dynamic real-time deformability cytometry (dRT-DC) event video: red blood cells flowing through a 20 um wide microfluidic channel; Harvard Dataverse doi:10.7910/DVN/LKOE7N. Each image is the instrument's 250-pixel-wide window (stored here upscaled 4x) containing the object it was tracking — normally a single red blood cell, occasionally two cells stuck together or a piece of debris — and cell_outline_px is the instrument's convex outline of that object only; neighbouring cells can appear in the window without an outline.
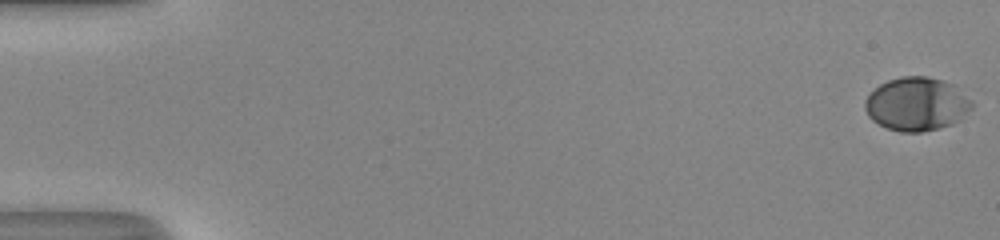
{"species": "human", "species_latin": "Homo sapiens", "temperature_condition": "room temperature", "stored_images_in_passage": 53, "camera_frame_rate_fps": 3000, "um_per_image_px": 0.085, "donor": {"sex": "male"}, "frame": {"image": 1, "passage_image": 1, "time_ms": 0.0, "image_size_px": [1000, 240], "cell_outline_px": [[976, 104], [960, 120], [952, 124], [920, 132], [900, 132], [888, 128], [872, 120], [868, 116], [864, 108], [864, 100], [880, 84], [888, 80], [900, 76], [928, 76], [944, 80], [956, 84]], "centroid_in_image_um": [77.96, 8.82], "position_along_channel_um": 7.0, "area_um2": 33.7}}
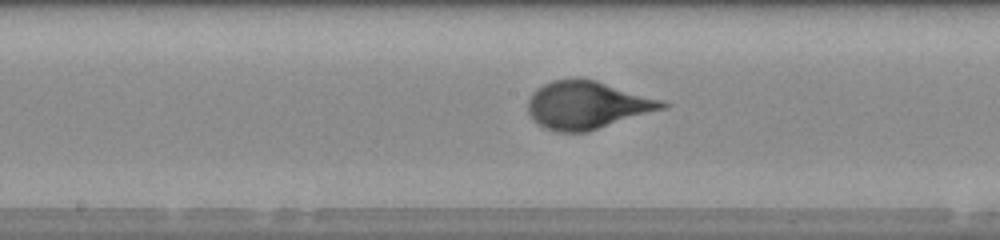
{"frame": {"image": 2, "passage_image": 29, "time_ms": 9.333, "image_size_px": [1000, 240], "cell_outline_px": [[672, 104], [668, 108], [588, 132], [556, 132], [544, 128], [528, 112], [528, 100], [532, 92], [536, 88], [552, 80], [596, 80], [664, 100]], "centroid_in_image_um": [49.98, 8.95], "position_along_channel_um": 198.2, "area_um2": 37.45}}
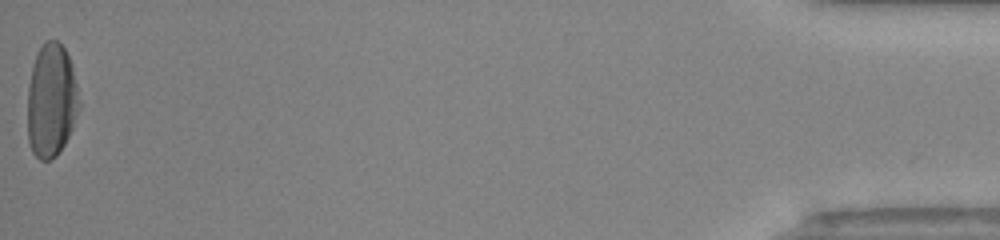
{"frame": {"image": 3, "passage_image": 53, "time_ms": 17.333, "image_size_px": [1000, 240], "cell_outline_px": [[80, 108], [72, 128], [64, 144], [56, 156], [52, 160], [40, 160], [32, 152], [28, 140], [28, 88], [32, 68], [36, 52], [44, 40], [56, 40], [64, 48], [72, 64], [80, 104]], "centroid_in_image_um": [4.36, 8.54], "position_along_channel_um": 430.8, "area_um2": 34.28}}